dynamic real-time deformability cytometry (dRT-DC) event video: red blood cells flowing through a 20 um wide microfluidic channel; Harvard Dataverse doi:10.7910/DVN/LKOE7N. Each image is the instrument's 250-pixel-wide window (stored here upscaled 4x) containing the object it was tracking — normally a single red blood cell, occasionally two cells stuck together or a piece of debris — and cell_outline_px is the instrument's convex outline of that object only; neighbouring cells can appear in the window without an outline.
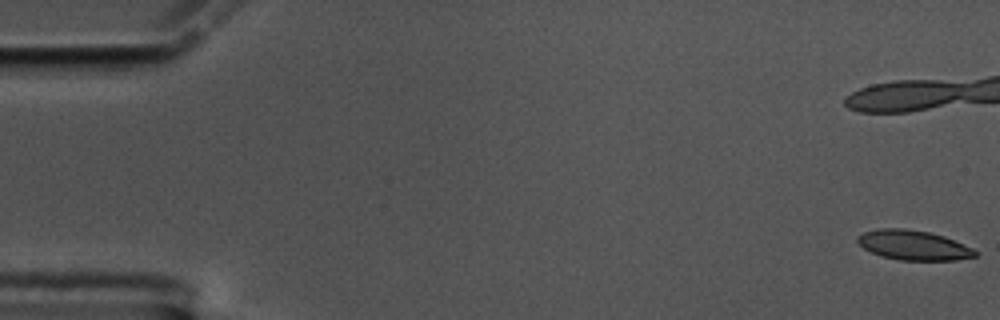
{"species": "common noctule bat (a hibernating species)", "species_latin": "Nyctalus noctula", "temperature_condition": "cold", "stored_images_in_passage": 25, "camera_frame_rate_fps": 3000, "um_per_image_px": 0.085, "animal": {"sex": "male", "body_mass_g": 17.5, "forearm_length_mm": 52.3}, "frame": {"image": 1, "passage_image": 1, "time_ms": 0.0, "image_size_px": [1000, 320], "cell_outline_px": [[976, 256], [956, 260], [900, 260], [880, 256], [864, 248], [856, 240], [856, 236], [864, 232], [876, 228], [904, 228], [928, 232], [944, 236], [972, 248], [976, 252]], "centroid_in_image_um": [77.6, 20.83], "position_along_channel_um": 7.4, "area_um2": 20.29}}